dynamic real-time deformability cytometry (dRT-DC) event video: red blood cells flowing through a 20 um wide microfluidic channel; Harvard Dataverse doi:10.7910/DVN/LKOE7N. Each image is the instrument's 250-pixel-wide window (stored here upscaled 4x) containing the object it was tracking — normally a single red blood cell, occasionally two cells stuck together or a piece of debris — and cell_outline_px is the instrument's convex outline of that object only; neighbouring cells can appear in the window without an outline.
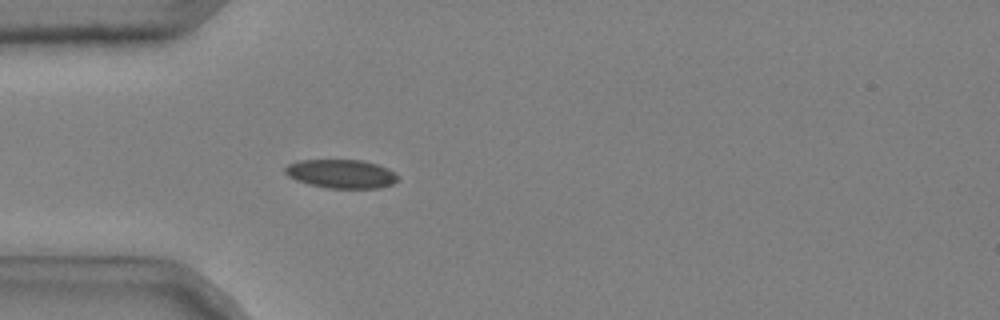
{"species": "common noctule bat (a hibernating species)", "species_latin": "Nyctalus noctula", "temperature_condition": "cold", "stored_images_in_passage": 43, "camera_frame_rate_fps": 3000, "um_per_image_px": 0.085, "animal": {"sex": "male", "body_mass_g": 20.4}, "frame": {"image": 1, "passage_image": 7, "time_ms": 2.0, "image_size_px": [1000, 320], "cell_outline_px": [[400, 176], [392, 184], [380, 188], [328, 188], [308, 184], [296, 180], [288, 176], [284, 172], [284, 168], [288, 164], [300, 160], [360, 160], [376, 164], [388, 168]], "centroid_in_image_um": [29.0, 14.78], "position_along_channel_um": 56.0, "area_um2": 18.9}}
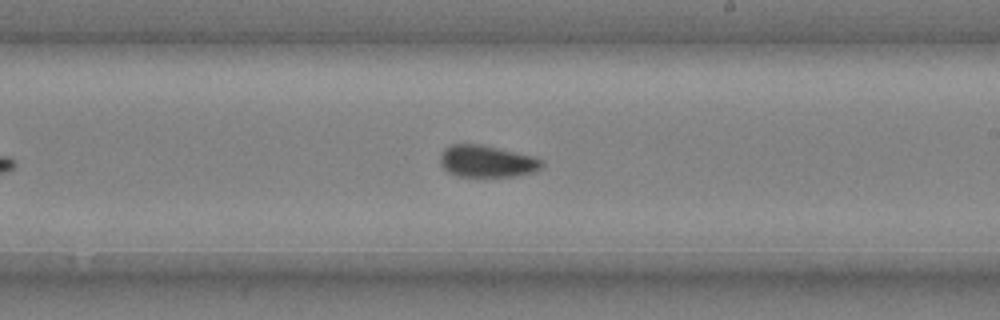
{"frame": {"image": 2, "passage_image": 23, "time_ms": 7.333, "image_size_px": [1000, 320], "cell_outline_px": [[544, 164], [536, 172], [516, 176], [456, 176], [448, 172], [440, 164], [440, 156], [444, 148], [452, 144], [480, 144], [532, 156], [544, 160]], "centroid_in_image_um": [41.39, 13.72], "position_along_channel_um": 247.6, "area_um2": 18.9}}
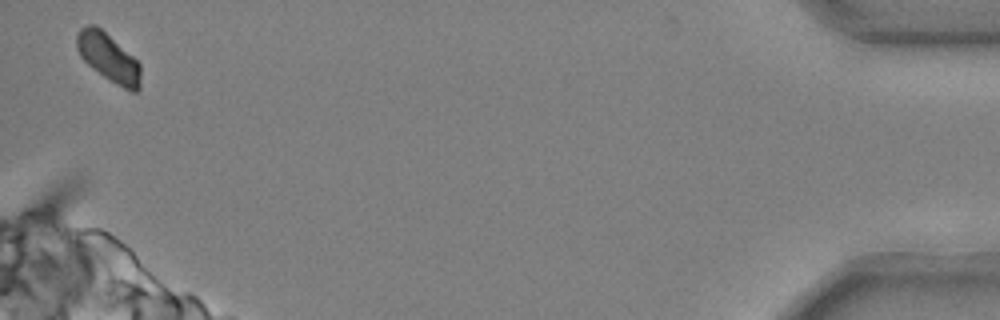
{"frame": {"image": 3, "passage_image": 43, "time_ms": 14.0, "image_size_px": [1000, 320], "cell_outline_px": [[140, 88], [136, 92], [132, 92], [124, 88], [104, 76], [92, 68], [80, 56], [76, 48], [76, 36], [80, 28], [88, 24], [96, 24], [132, 56], [140, 64]], "centroid_in_image_um": [9.19, 4.87], "position_along_channel_um": 426.0, "area_um2": 17.74}, "authors_computed_cell_mechanics": {"area_um2": 18.7272, "velocity_mm_per_s": 3.6839, "shape_relaxation_time_tau1_ms": null, "shape_relaxation_time_tau2_ms": 1.6801, "deformation_change_tau1": null, "deformation_change_tau2": 0.0629}}